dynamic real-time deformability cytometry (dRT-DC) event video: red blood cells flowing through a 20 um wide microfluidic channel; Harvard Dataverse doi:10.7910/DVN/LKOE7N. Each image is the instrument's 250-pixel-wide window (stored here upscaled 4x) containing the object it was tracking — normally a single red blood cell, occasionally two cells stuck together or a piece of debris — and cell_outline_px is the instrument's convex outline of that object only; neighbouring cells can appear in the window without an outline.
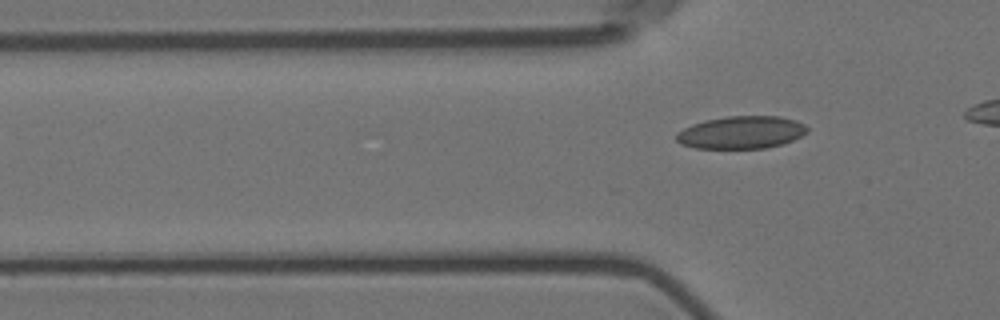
{"species": "Egyptian fruit bat (a non-hibernating species)", "species_latin": "Rousettus aegyptiacus", "temperature_condition": "room temperature", "stored_images_in_passage": 5, "camera_frame_rate_fps": 3000, "um_per_image_px": 0.085, "animal": {"sex": "female"}, "frame": {"image": 1, "passage_image": 5, "time_ms": 4.667, "image_size_px": [1000, 320], "cell_outline_px": [[808, 132], [792, 140], [780, 144], [764, 148], [696, 148], [680, 144], [676, 140], [676, 132], [692, 124], [704, 120], [728, 116], [780, 116], [796, 120], [804, 124], [808, 128]], "centroid_in_image_um": [62.99, 11.24], "position_along_channel_um": 62.8, "area_um2": 24.85}}